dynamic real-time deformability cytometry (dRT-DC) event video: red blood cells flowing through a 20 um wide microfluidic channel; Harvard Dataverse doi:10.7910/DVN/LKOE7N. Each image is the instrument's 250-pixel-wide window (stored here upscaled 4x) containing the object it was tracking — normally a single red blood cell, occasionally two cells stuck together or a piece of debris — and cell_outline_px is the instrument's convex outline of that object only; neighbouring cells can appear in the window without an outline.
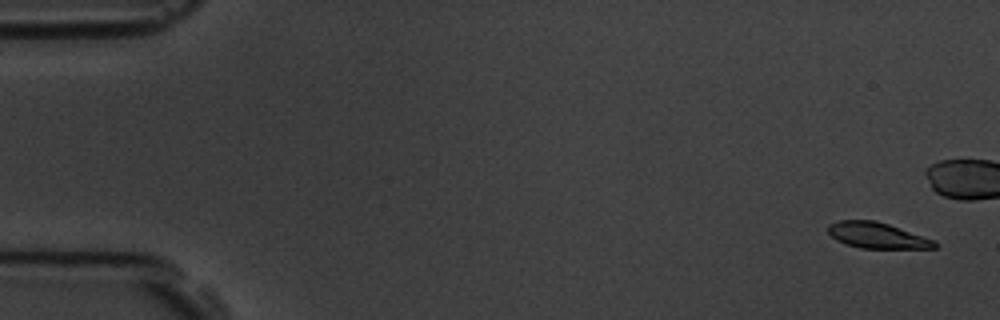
{"species": "common noctule bat (a hibernating species)", "species_latin": "Nyctalus noctula", "temperature_condition": "room temperature", "stored_images_in_passage": 7, "segment_of_instrument_passage": [1, 2], "camera_frame_rate_fps": 3000, "um_per_image_px": 0.085, "animal": {"sex": "male", "body_mass_g": 19.5, "forearm_length_mm": 54.6}, "frame": {"image": 1, "passage_image": 1, "time_ms": 0.0, "image_size_px": [1000, 320], "cell_outline_px": [[936, 248], [860, 248], [836, 240], [828, 232], [828, 224], [840, 220], [876, 220], [936, 240]], "centroid_in_image_um": [74.56, 20.0], "position_along_channel_um": 10.4, "area_um2": 15.95}}